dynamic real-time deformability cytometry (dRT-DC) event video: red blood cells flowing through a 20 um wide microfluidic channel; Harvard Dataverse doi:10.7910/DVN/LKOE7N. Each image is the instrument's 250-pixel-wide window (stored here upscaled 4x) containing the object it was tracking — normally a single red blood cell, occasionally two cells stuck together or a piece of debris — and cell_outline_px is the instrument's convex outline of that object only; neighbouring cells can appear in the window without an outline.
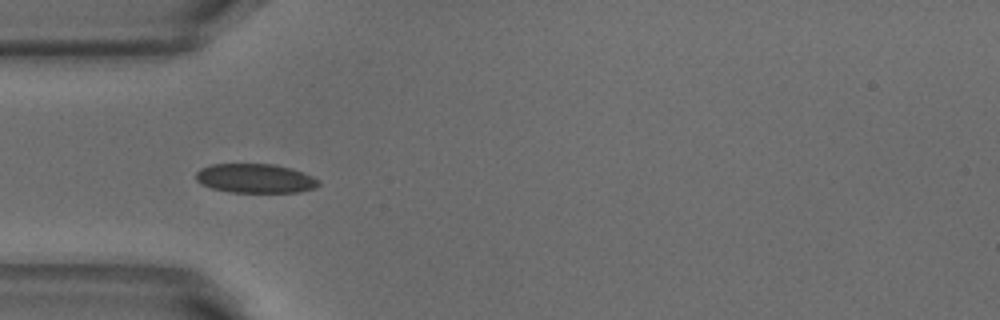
{"species": "common noctule bat (a hibernating species)", "species_latin": "Nyctalus noctula", "temperature_condition": "warm", "stored_images_in_passage": 51, "camera_frame_rate_fps": 3000, "um_per_image_px": 0.085, "animal": {"sex": "male", "body_mass_g": 18.8}, "frame": {"image": 1, "passage_image": 15, "time_ms": 4.667, "image_size_px": [1000, 320], "cell_outline_px": [[320, 184], [316, 188], [300, 192], [232, 192], [212, 188], [200, 184], [196, 180], [196, 172], [200, 168], [212, 164], [276, 164], [292, 168], [304, 172], [320, 180]], "centroid_in_image_um": [21.73, 15.16], "position_along_channel_um": 63.3, "area_um2": 21.1}}
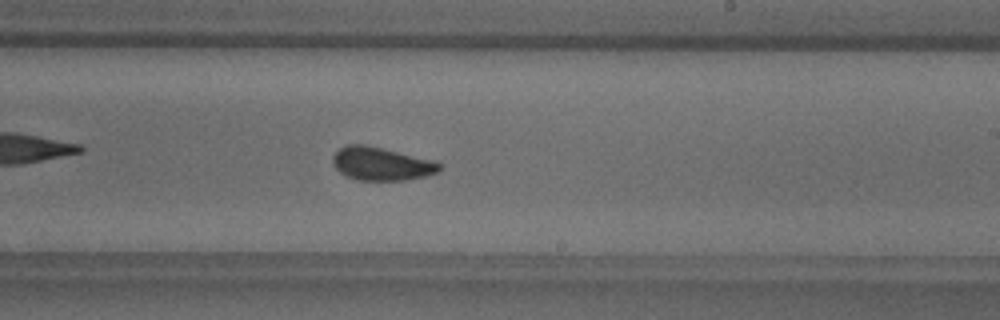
{"frame": {"image": 2, "passage_image": 30, "time_ms": 9.667, "image_size_px": [1000, 320], "cell_outline_px": [[444, 168], [440, 172], [408, 180], [360, 180], [344, 176], [332, 164], [332, 156], [340, 148], [348, 144], [364, 144], [436, 160]], "centroid_in_image_um": [32.45, 13.92], "position_along_channel_um": 256.6, "area_um2": 20.92}}
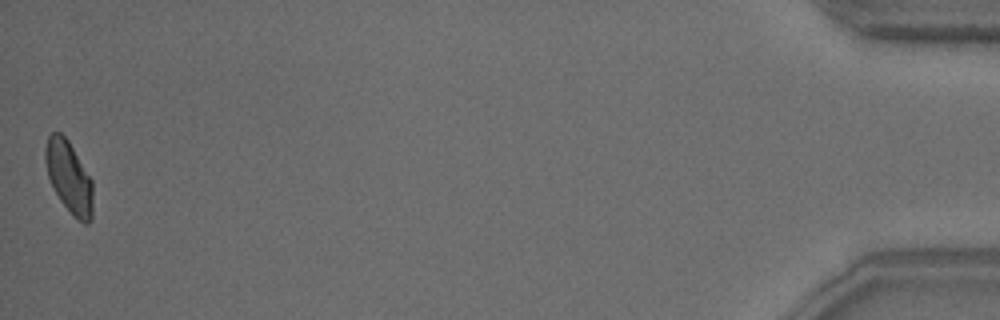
{"frame": {"image": 3, "passage_image": 51, "time_ms": 16.667, "image_size_px": [1000, 320], "cell_outline_px": [[92, 220], [88, 224], [84, 224], [72, 216], [60, 200], [48, 176], [44, 160], [44, 148], [48, 136], [52, 132], [60, 132], [68, 140], [92, 180]], "centroid_in_image_um": [5.86, 15.06], "position_along_channel_um": 429.3, "area_um2": 19.94}, "authors_computed_cell_mechanics": {"area_um2": 20.519, "velocity_mm_per_s": 3.8574, "shape_relaxation_time_tau1_ms": 4.3797, "shape_relaxation_time_tau2_ms": 0.8873, "deformation_change_tau1": 0.1065, "deformation_change_tau2": 0.0537}}